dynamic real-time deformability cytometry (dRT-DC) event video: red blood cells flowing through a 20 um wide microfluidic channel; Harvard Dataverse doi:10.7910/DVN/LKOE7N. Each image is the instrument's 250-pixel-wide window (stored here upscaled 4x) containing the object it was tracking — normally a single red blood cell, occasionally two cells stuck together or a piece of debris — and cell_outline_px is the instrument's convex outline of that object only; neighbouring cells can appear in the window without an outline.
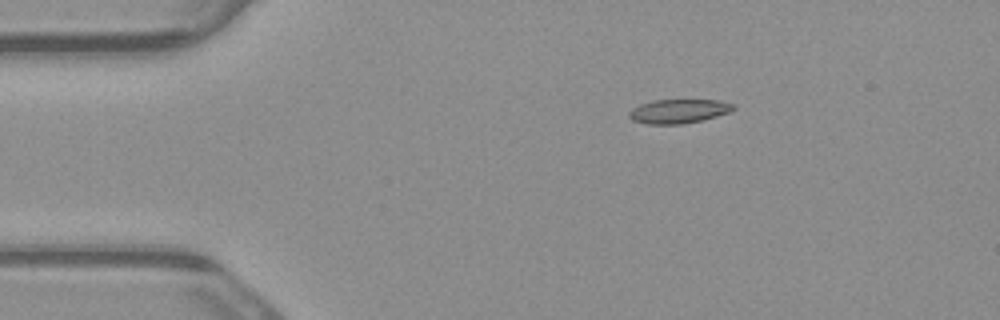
{"species": "common noctule bat (a hibernating species)", "species_latin": "Nyctalus noctula", "temperature_condition": "warm", "stored_images_in_passage": 6, "camera_frame_rate_fps": 3000, "um_per_image_px": 0.085, "animal": {"sex": "male", "body_mass_g": 23.1, "forearm_length_mm": 52.7}, "frame": {"image": 1, "passage_image": 1, "time_ms": 0.0, "image_size_px": [1000, 320], "cell_outline_px": [[736, 108], [728, 112], [704, 120], [684, 124], [648, 124], [632, 120], [628, 116], [628, 112], [632, 108], [640, 104], [652, 100], [720, 100], [736, 104]], "centroid_in_image_um": [57.69, 9.45], "position_along_channel_um": 27.3, "area_um2": 14.8}}
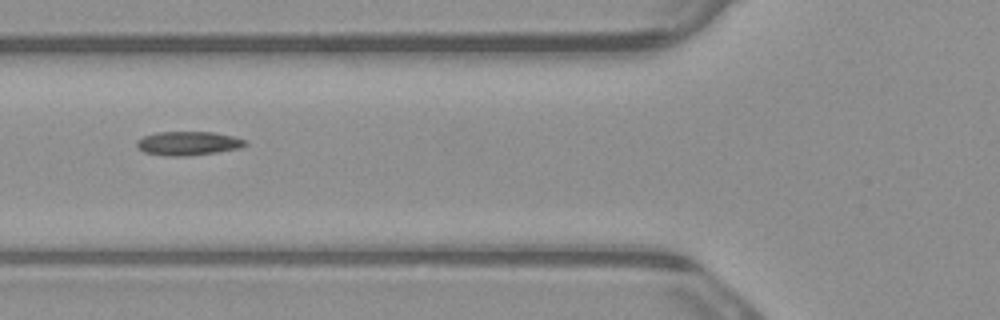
{"frame": {"image": 2, "passage_image": 4, "time_ms": 1.0, "image_size_px": [1000, 320], "cell_outline_px": [[248, 144], [240, 148], [216, 152], [184, 156], [164, 156], [144, 152], [136, 148], [136, 140], [144, 136], [156, 132], [212, 132], [232, 136], [248, 140]], "centroid_in_image_um": [15.97, 12.18], "position_along_channel_um": 109.8, "area_um2": 15.2}}
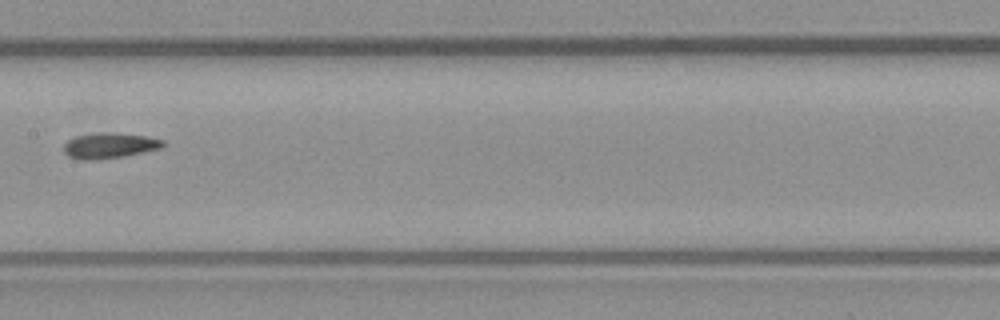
{"frame": {"image": 3, "passage_image": 6, "time_ms": 1.667, "image_size_px": [1000, 320], "cell_outline_px": [[168, 144], [164, 148], [124, 156], [96, 160], [80, 160], [68, 156], [64, 152], [64, 144], [68, 140], [76, 136], [100, 132], [108, 132], [144, 136], [164, 140]], "centroid_in_image_um": [9.34, 12.38], "position_along_channel_um": 198.1, "area_um2": 14.91}}